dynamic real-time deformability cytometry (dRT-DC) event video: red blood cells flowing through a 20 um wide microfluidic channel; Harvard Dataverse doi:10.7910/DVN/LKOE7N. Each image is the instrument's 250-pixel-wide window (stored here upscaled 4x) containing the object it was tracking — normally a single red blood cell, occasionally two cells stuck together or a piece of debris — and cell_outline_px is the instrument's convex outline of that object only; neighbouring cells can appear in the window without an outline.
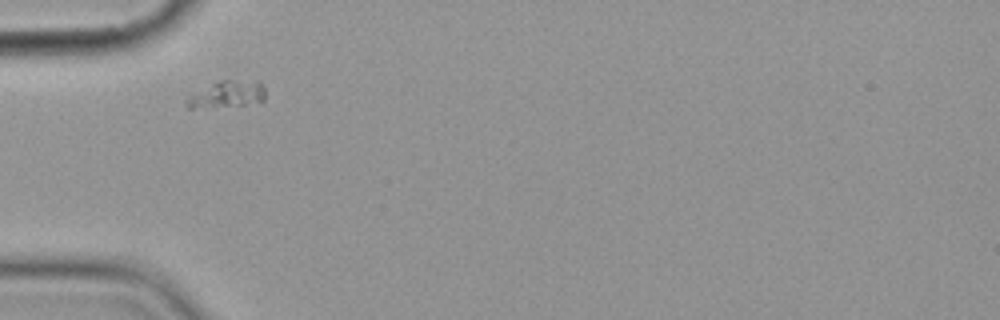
{"species": "common noctule bat (a hibernating species)", "species_latin": "Nyctalus noctula", "temperature_condition": "cold", "stored_images_in_passage": 1, "camera_frame_rate_fps": 3000, "um_per_image_px": 0.085, "animal": {"sex": "female", "body_mass_g": 19.9}, "frame": {"image": 1, "passage_image": 1, "time_ms": 0.0, "image_size_px": [1000, 320], "cell_outline_px": [[264, 100], [244, 104], [192, 108], [188, 108], [184, 100], [188, 96], [220, 80], [260, 80], [264, 84]], "centroid_in_image_um": [19.32, 7.98], "position_along_channel_um": 65.7, "area_um2": 12.02}}